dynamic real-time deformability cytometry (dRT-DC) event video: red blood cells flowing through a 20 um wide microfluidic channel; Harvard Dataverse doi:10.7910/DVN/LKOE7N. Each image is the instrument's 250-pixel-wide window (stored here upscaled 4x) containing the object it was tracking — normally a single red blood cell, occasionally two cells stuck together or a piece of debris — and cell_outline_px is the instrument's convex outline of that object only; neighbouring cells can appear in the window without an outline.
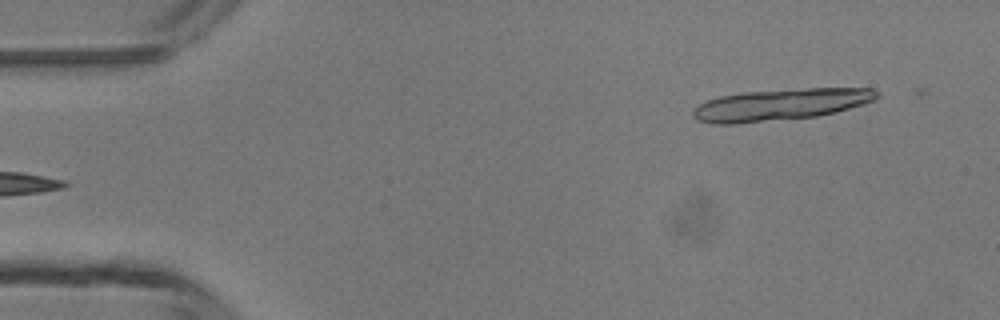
{"species": "common noctule bat (a hibernating species)", "species_latin": "Nyctalus noctula", "temperature_condition": "room temperature", "stored_images_in_passage": 5, "segment_of_instrument_passage": [2, 2], "camera_frame_rate_fps": 3000, "um_per_image_px": 0.085, "animal": {"sex": "male", "body_mass_g": 13.3}, "frame": {"image": 1, "passage_image": 5, "time_ms": 4.667, "image_size_px": [1000, 320], "cell_outline_px": [[880, 96], [876, 100], [864, 104], [836, 112], [816, 116], [736, 124], [712, 124], [696, 120], [692, 116], [692, 108], [708, 100], [720, 96], [744, 92], [808, 88], [872, 88], [880, 92]], "centroid_in_image_um": [66.35, 8.89], "position_along_channel_um": 18.6, "area_um2": 34.04}}